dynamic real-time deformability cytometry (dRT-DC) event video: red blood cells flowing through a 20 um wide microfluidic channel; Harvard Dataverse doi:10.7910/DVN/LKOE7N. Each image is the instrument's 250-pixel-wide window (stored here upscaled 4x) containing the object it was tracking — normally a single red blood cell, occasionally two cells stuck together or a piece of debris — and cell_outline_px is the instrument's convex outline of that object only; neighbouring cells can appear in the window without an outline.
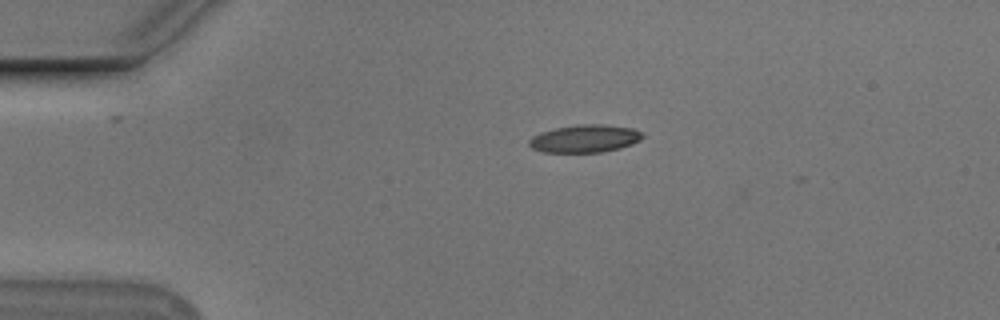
{"species": "Egyptian fruit bat (a non-hibernating species)", "species_latin": "Rousettus aegyptiacus", "temperature_condition": "cold", "stored_images_in_passage": 7, "camera_frame_rate_fps": 3000, "um_per_image_px": 0.085, "animal": {"sex": "male"}, "frame": {"image": 1, "passage_image": 1, "time_ms": 0.0, "image_size_px": [1000, 320], "cell_outline_px": [[644, 136], [640, 140], [632, 144], [620, 148], [600, 152], [544, 152], [532, 148], [528, 144], [528, 140], [532, 136], [540, 132], [556, 128], [576, 124], [604, 124], [632, 128], [640, 132]], "centroid_in_image_um": [49.69, 11.77], "position_along_channel_um": 35.3, "area_um2": 18.32}}